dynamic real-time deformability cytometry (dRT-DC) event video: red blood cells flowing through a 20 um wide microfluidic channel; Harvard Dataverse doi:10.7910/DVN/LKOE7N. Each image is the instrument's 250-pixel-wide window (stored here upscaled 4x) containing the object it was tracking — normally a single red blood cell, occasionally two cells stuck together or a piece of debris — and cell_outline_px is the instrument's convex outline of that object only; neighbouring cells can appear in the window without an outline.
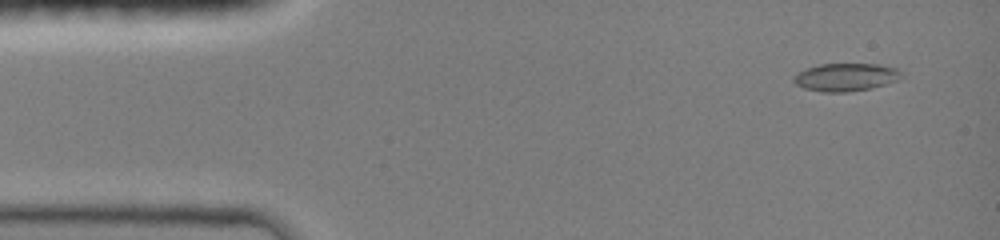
{"species": "common noctule bat (a hibernating species)", "species_latin": "Nyctalus noctula", "temperature_condition": "room temperature", "stored_images_in_passage": 25, "camera_frame_rate_fps": 3000, "um_per_image_px": 0.085, "animal": {"sex": "female", "body_mass_g": 19.0, "forearm_length_mm": 51.5}, "frame": {"image": 1, "passage_image": 5, "time_ms": 0.667, "image_size_px": [1000, 240], "cell_outline_px": [[904, 76], [896, 80], [884, 84], [868, 88], [848, 92], [824, 92], [804, 88], [796, 84], [792, 80], [800, 72], [808, 68], [820, 64], [876, 64], [896, 68], [904, 72]], "centroid_in_image_um": [71.92, 6.55], "position_along_channel_um": 13.1, "area_um2": 17.22}}
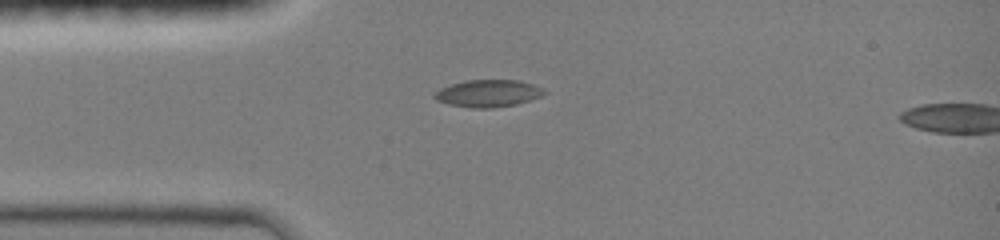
{"frame": {"image": 2, "passage_image": 21, "time_ms": 3.333, "image_size_px": [1000, 240], "cell_outline_px": [[548, 92], [540, 96], [516, 104], [492, 108], [472, 108], [448, 104], [436, 100], [432, 96], [432, 92], [440, 88], [464, 80], [520, 80], [544, 88]], "centroid_in_image_um": [41.46, 7.93], "position_along_channel_um": 43.5, "area_um2": 17.51}}